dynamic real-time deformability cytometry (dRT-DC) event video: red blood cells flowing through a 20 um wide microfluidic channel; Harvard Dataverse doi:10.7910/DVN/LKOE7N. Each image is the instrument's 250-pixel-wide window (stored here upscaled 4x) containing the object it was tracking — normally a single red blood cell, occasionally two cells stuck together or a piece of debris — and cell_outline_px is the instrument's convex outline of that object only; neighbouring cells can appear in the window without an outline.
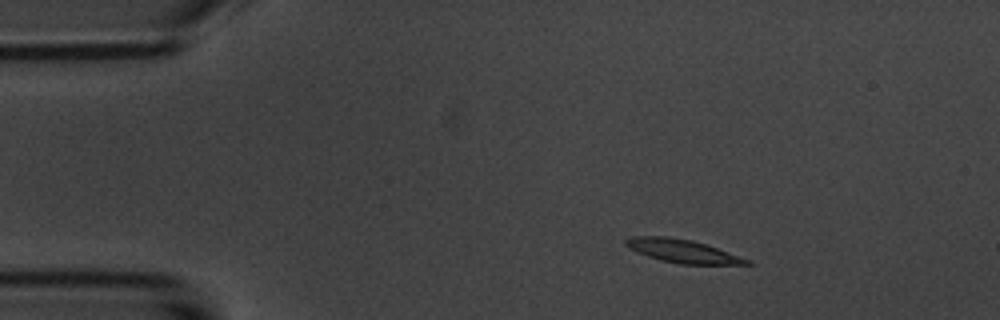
{"species": "common noctule bat (a hibernating species)", "species_latin": "Nyctalus noctula", "temperature_condition": "room temperature", "stored_images_in_passage": 3, "camera_frame_rate_fps": 3000, "um_per_image_px": 0.085, "animal": {"sex": "male", "body_mass_g": 20.1, "forearm_length_mm": 53.5}, "frame": {"image": 1, "passage_image": 1, "time_ms": 0.0, "image_size_px": [1000, 320], "cell_outline_px": [[756, 264], [680, 264], [660, 260], [636, 252], [628, 248], [624, 244], [624, 240], [632, 236], [668, 236], [692, 240], [752, 260]], "centroid_in_image_um": [57.99, 21.34], "position_along_channel_um": 27.0, "area_um2": 16.42}}